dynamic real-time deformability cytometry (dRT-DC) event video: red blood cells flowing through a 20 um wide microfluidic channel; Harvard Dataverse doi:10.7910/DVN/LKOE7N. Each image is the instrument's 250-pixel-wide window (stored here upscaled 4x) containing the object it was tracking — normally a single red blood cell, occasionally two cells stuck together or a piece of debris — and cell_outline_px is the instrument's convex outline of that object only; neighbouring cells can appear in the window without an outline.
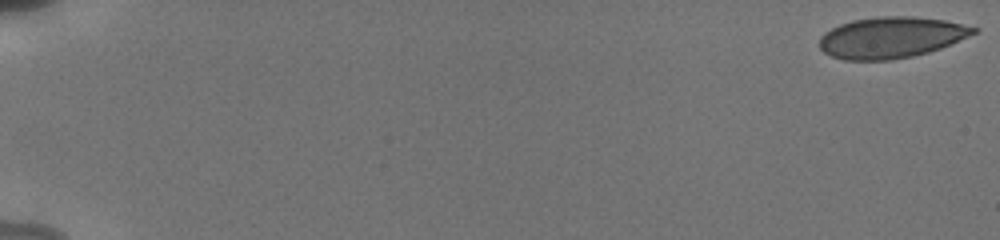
{"species": "human", "species_latin": "Homo sapiens", "temperature_condition": "cold", "stored_images_in_passage": 61, "camera_frame_rate_fps": 3000, "um_per_image_px": 0.085, "donor": {"sex": "male"}, "frame": {"image": 1, "passage_image": 1, "time_ms": 0.0, "image_size_px": [1000, 240], "cell_outline_px": [[980, 28], [976, 32], [968, 36], [940, 48], [928, 52], [912, 56], [888, 60], [844, 60], [832, 56], [824, 52], [820, 48], [820, 36], [824, 32], [840, 24], [852, 20], [880, 16], [912, 16], [944, 20]], "centroid_in_image_um": [75.72, 3.18], "position_along_channel_um": 9.3, "area_um2": 36.76}}
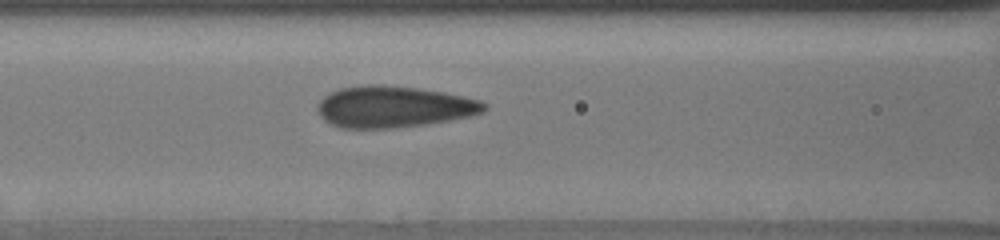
{"frame": {"image": 2, "passage_image": 51, "time_ms": 8.333, "image_size_px": [1000, 240], "cell_outline_px": [[488, 108], [484, 112], [468, 116], [428, 124], [392, 128], [340, 128], [328, 124], [316, 112], [316, 104], [324, 96], [340, 88], [368, 84], [380, 84], [416, 88], [444, 92], [480, 100], [488, 104]], "centroid_in_image_um": [33.42, 9.08], "position_along_channel_um": 133.2, "area_um2": 40.52}}
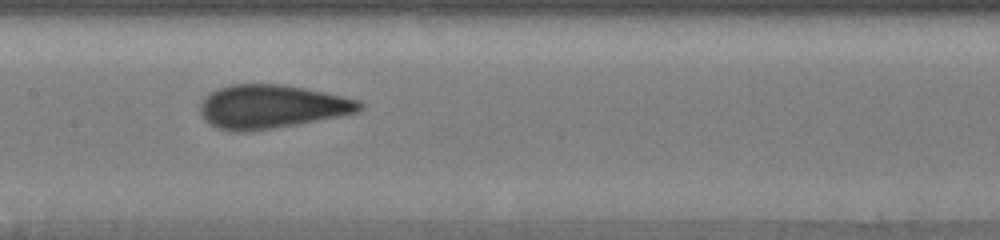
{"frame": {"image": 3, "passage_image": 60, "time_ms": 9.667, "image_size_px": [1000, 240], "cell_outline_px": [[364, 108], [360, 112], [340, 116], [296, 124], [272, 128], [244, 132], [232, 132], [216, 128], [208, 124], [204, 120], [200, 112], [200, 104], [204, 96], [220, 88], [232, 84], [280, 84], [304, 88], [324, 92], [360, 100], [364, 104]], "centroid_in_image_um": [23.07, 9.07], "position_along_channel_um": 184.3, "area_um2": 40.63}}